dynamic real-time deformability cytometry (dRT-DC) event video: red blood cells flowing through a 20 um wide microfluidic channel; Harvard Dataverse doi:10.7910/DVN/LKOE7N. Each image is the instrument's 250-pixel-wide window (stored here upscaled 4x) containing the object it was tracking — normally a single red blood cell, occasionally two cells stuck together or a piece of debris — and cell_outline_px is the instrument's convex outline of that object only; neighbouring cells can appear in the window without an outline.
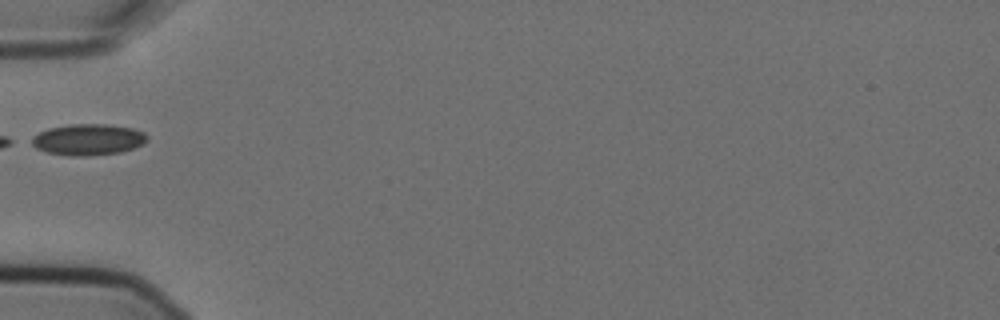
{"species": "Egyptian fruit bat (a non-hibernating species)", "species_latin": "Rousettus aegyptiacus", "temperature_condition": "cold", "stored_images_in_passage": 5, "camera_frame_rate_fps": 3000, "um_per_image_px": 0.085, "animal": {"sex": "female"}, "frame": {"image": 1, "passage_image": 5, "time_ms": 1.333, "image_size_px": [1000, 320], "cell_outline_px": [[148, 140], [144, 144], [120, 152], [88, 156], [68, 156], [48, 152], [36, 148], [28, 144], [24, 140], [48, 128], [68, 124], [104, 124], [132, 128], [144, 132], [148, 136]], "centroid_in_image_um": [7.42, 11.86], "position_along_channel_um": 77.6, "area_um2": 21.39}}